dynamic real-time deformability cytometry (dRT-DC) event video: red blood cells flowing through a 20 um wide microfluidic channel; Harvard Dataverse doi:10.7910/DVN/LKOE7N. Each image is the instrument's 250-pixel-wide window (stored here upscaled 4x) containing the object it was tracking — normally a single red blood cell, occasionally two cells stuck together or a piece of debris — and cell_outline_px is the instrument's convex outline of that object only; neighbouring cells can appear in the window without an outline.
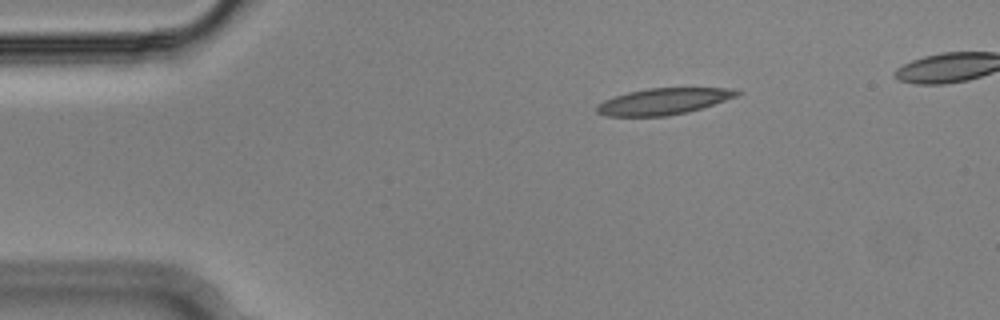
{"species": "Egyptian fruit bat (a non-hibernating species)", "species_latin": "Rousettus aegyptiacus", "temperature_condition": "cold", "stored_images_in_passage": 43, "camera_frame_rate_fps": 3000, "um_per_image_px": 0.085, "animal": {"sex": "male"}, "frame": {"image": 1, "passage_image": 1, "time_ms": 0.0, "image_size_px": [1000, 320], "cell_outline_px": [[744, 92], [736, 96], [700, 108], [668, 116], [608, 116], [596, 112], [596, 108], [604, 100], [628, 92], [648, 88], [724, 88]], "centroid_in_image_um": [56.36, 8.61], "position_along_channel_um": 28.6, "area_um2": 21.04}}
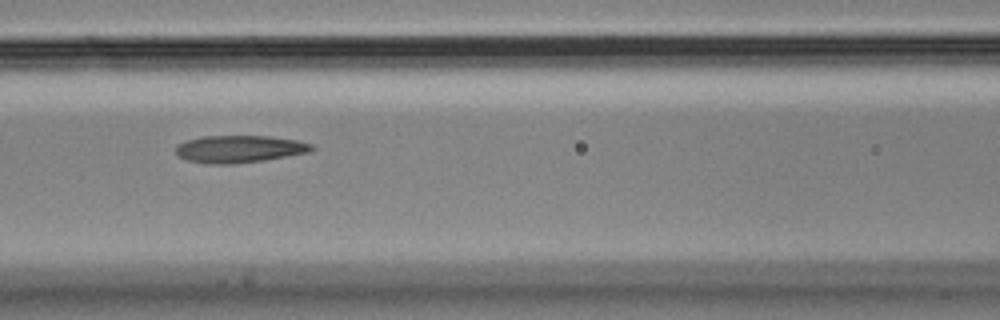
{"frame": {"image": 2, "passage_image": 15, "time_ms": 4.667, "image_size_px": [1000, 320], "cell_outline_px": [[316, 148], [312, 152], [264, 160], [236, 164], [208, 164], [188, 160], [180, 156], [176, 152], [176, 144], [188, 140], [204, 136], [268, 136], [296, 140], [312, 144]], "centroid_in_image_um": [20.39, 12.67], "position_along_channel_um": 146.2, "area_um2": 21.68}}
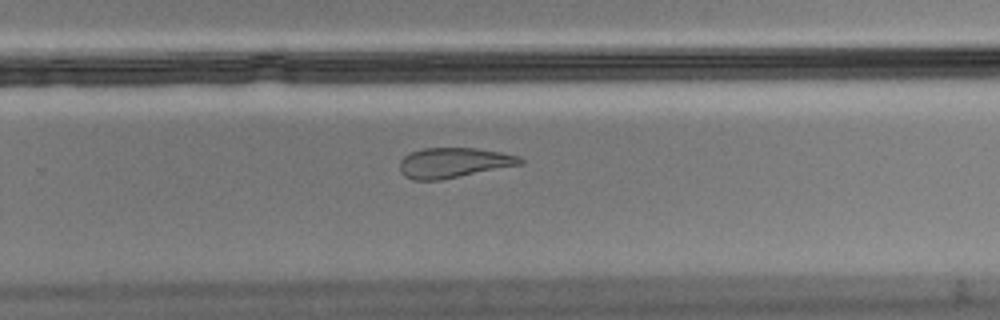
{"frame": {"image": 3, "passage_image": 27, "time_ms": 8.667, "image_size_px": [1000, 320], "cell_outline_px": [[524, 164], [440, 180], [412, 180], [404, 176], [400, 172], [400, 160], [404, 156], [412, 152], [424, 148], [476, 148], [500, 152], [520, 156], [524, 160]], "centroid_in_image_um": [38.57, 13.84], "position_along_channel_um": 291.2, "area_um2": 21.21}}